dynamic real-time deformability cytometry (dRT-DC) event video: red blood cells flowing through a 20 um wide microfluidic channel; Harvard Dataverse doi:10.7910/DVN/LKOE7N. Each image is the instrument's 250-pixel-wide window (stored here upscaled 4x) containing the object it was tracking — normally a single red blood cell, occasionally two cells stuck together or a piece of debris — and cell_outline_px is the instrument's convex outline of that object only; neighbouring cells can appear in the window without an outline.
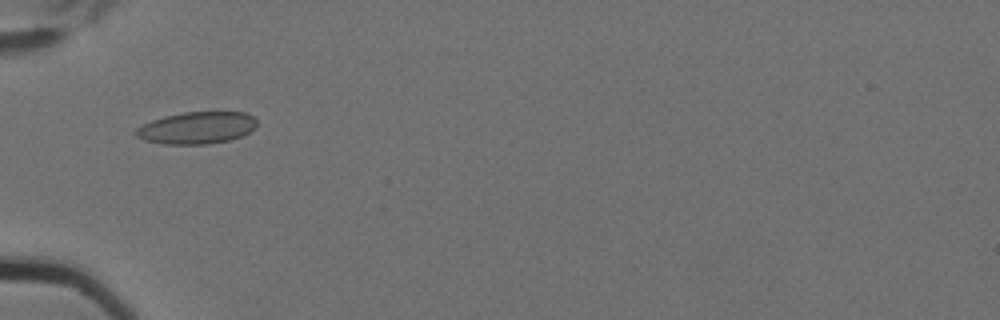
{"species": "Egyptian fruit bat (a non-hibernating species)", "species_latin": "Rousettus aegyptiacus", "temperature_condition": "cold", "stored_images_in_passage": 3, "camera_frame_rate_fps": 3000, "um_per_image_px": 0.085, "animal": {"sex": "female"}, "frame": {"image": 1, "passage_image": 2, "time_ms": 0.333, "image_size_px": [1000, 320], "cell_outline_px": [[256, 128], [240, 136], [228, 140], [208, 144], [164, 144], [144, 140], [136, 136], [132, 132], [136, 128], [152, 120], [164, 116], [184, 112], [244, 112], [252, 116], [256, 120]], "centroid_in_image_um": [16.7, 10.86], "position_along_channel_um": 68.3, "area_um2": 22.54}}
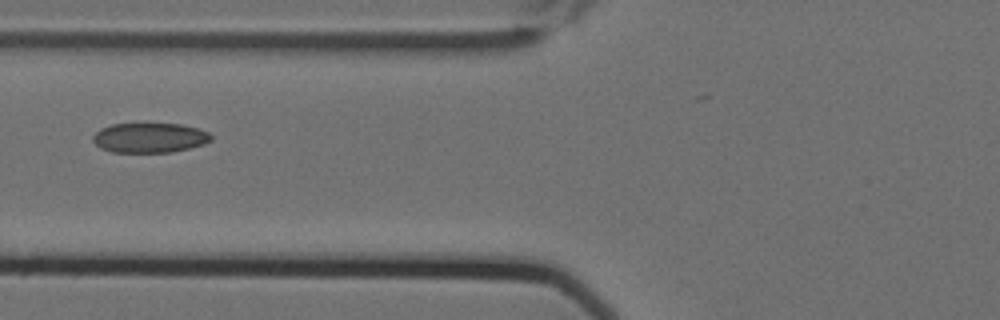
{"frame": {"image": 2, "passage_image": 3, "time_ms": 0.667, "image_size_px": [1000, 320], "cell_outline_px": [[212, 140], [204, 144], [188, 148], [168, 152], [112, 152], [100, 148], [92, 140], [92, 136], [100, 128], [112, 124], [144, 120], [184, 124], [200, 128], [208, 132], [212, 136]], "centroid_in_image_um": [12.71, 11.64], "position_along_channel_um": 113.1, "area_um2": 21.62}}